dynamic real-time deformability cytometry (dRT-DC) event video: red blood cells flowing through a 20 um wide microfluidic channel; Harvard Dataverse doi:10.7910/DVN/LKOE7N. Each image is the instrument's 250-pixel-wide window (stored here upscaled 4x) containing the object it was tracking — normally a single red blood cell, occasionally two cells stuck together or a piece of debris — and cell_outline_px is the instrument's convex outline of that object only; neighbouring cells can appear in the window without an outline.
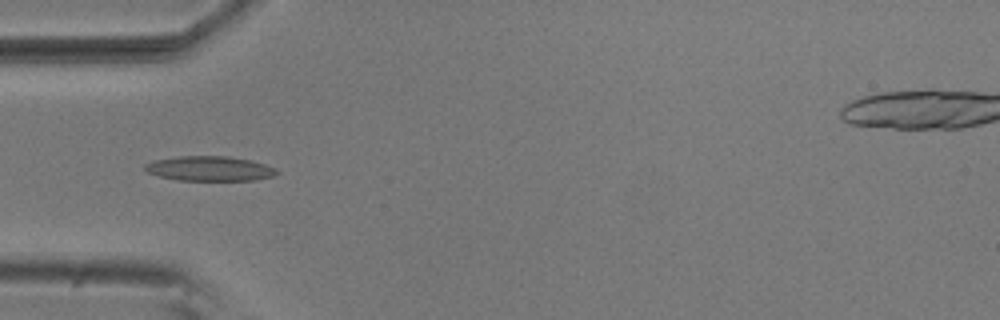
{"species": "common noctule bat (a hibernating species)", "species_latin": "Nyctalus noctula", "temperature_condition": "room temperature", "stored_images_in_passage": 10, "camera_frame_rate_fps": 3000, "um_per_image_px": 0.085, "animal": {"sex": "male", "body_mass_g": 20.5, "forearm_length_mm": 52.5}, "frame": {"image": 1, "passage_image": 5, "time_ms": 1.333, "image_size_px": [1000, 320], "cell_outline_px": [[280, 172], [272, 176], [256, 180], [180, 180], [160, 176], [148, 172], [144, 168], [144, 164], [156, 160], [180, 156], [228, 156], [248, 160], [264, 164], [276, 168]], "centroid_in_image_um": [17.84, 14.33], "position_along_channel_um": 67.2, "area_um2": 18.79}}
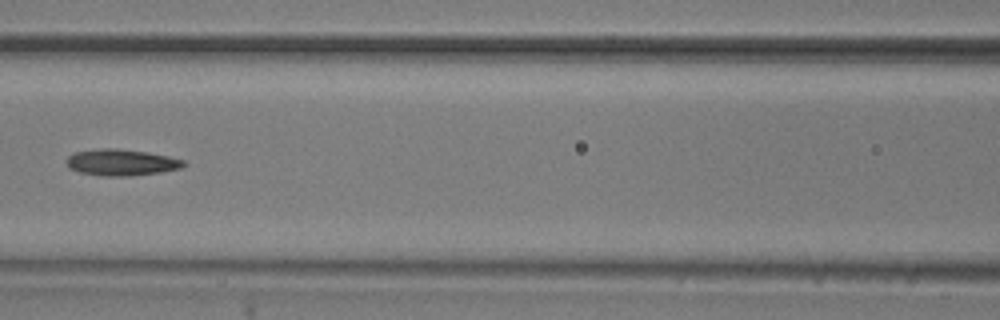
{"frame": {"image": 2, "passage_image": 7, "time_ms": 2.0, "image_size_px": [1000, 320], "cell_outline_px": [[188, 164], [180, 168], [160, 172], [128, 176], [104, 176], [80, 172], [68, 168], [68, 156], [76, 152], [100, 148], [116, 148], [148, 152], [168, 156], [184, 160]], "centroid_in_image_um": [10.34, 13.8], "position_along_channel_um": 156.3, "area_um2": 17.92}}
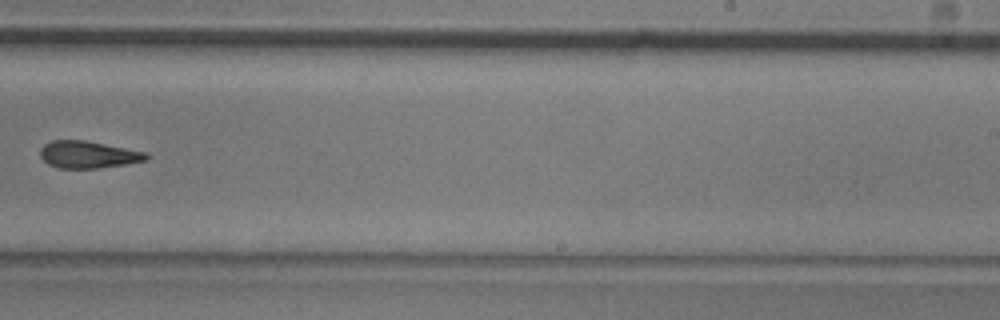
{"frame": {"image": 3, "passage_image": 10, "time_ms": 3.0, "image_size_px": [1000, 320], "cell_outline_px": [[148, 160], [124, 164], [96, 168], [56, 168], [48, 164], [40, 156], [40, 148], [44, 144], [52, 140], [84, 140], [144, 152], [148, 156]], "centroid_in_image_um": [7.43, 13.14], "position_along_channel_um": 281.6, "area_um2": 16.53}}